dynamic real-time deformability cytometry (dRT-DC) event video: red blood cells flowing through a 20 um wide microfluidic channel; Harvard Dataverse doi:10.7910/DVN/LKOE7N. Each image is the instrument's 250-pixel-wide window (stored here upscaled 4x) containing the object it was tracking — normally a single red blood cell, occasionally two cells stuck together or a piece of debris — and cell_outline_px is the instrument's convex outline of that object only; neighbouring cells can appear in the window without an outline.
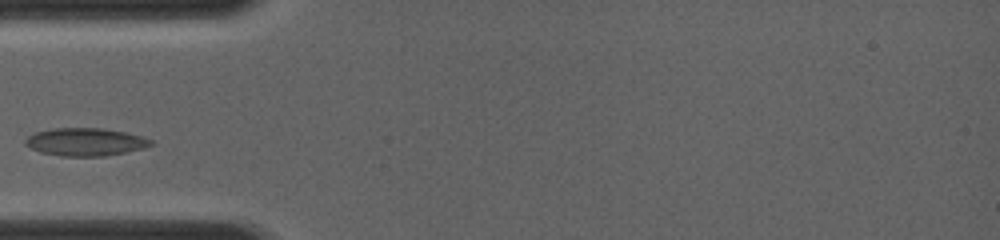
{"species": "common noctule bat (a hibernating species)", "species_latin": "Nyctalus noctula", "temperature_condition": "room temperature", "stored_images_in_passage": 2, "camera_frame_rate_fps": 4000, "um_per_image_px": 0.085, "animal": {"sex": "female", "body_mass_g": 19.0, "forearm_length_mm": 56.7}, "frame": {"image": 1, "passage_image": 2, "time_ms": 1.25, "image_size_px": [1000, 240], "cell_outline_px": [[156, 144], [144, 148], [104, 156], [60, 156], [40, 152], [24, 144], [24, 140], [28, 136], [36, 132], [52, 128], [104, 128], [124, 132], [140, 136], [152, 140]], "centroid_in_image_um": [7.26, 12.06], "position_along_channel_um": 77.7, "area_um2": 20.35}}